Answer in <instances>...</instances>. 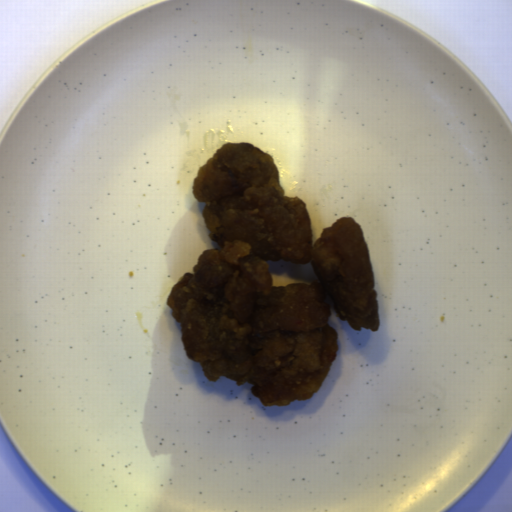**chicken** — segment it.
Wrapping results in <instances>:
<instances>
[{"instance_id":"obj_1","label":"chicken","mask_w":512,"mask_h":512,"mask_svg":"<svg viewBox=\"0 0 512 512\" xmlns=\"http://www.w3.org/2000/svg\"><path fill=\"white\" fill-rule=\"evenodd\" d=\"M216 248L204 250L167 296L188 357L205 378L251 385L264 407L306 401L339 351L331 308L352 330L377 331L380 318L361 226L340 217L312 243L303 200L285 196L268 153L223 144L192 185ZM311 262L318 280L272 286L268 260Z\"/></svg>"}]
</instances>
